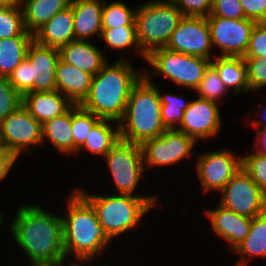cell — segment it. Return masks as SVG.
I'll list each match as a JSON object with an SVG mask.
<instances>
[{"label":"cell","instance_id":"603a6c76","mask_svg":"<svg viewBox=\"0 0 266 266\" xmlns=\"http://www.w3.org/2000/svg\"><path fill=\"white\" fill-rule=\"evenodd\" d=\"M232 253L237 259L235 266H251L257 257L266 259V212L252 219L249 234Z\"/></svg>","mask_w":266,"mask_h":266},{"label":"cell","instance_id":"7dc6e473","mask_svg":"<svg viewBox=\"0 0 266 266\" xmlns=\"http://www.w3.org/2000/svg\"><path fill=\"white\" fill-rule=\"evenodd\" d=\"M15 1L14 0H0V8H4L7 6H10L12 4H14Z\"/></svg>","mask_w":266,"mask_h":266},{"label":"cell","instance_id":"7bdbcfd3","mask_svg":"<svg viewBox=\"0 0 266 266\" xmlns=\"http://www.w3.org/2000/svg\"><path fill=\"white\" fill-rule=\"evenodd\" d=\"M19 159L5 147L0 148V184L11 175L13 167L16 168Z\"/></svg>","mask_w":266,"mask_h":266},{"label":"cell","instance_id":"d590c367","mask_svg":"<svg viewBox=\"0 0 266 266\" xmlns=\"http://www.w3.org/2000/svg\"><path fill=\"white\" fill-rule=\"evenodd\" d=\"M247 68L250 93H257L266 88V59L243 58ZM263 89V90H262Z\"/></svg>","mask_w":266,"mask_h":266},{"label":"cell","instance_id":"cb8c5ba5","mask_svg":"<svg viewBox=\"0 0 266 266\" xmlns=\"http://www.w3.org/2000/svg\"><path fill=\"white\" fill-rule=\"evenodd\" d=\"M120 140L119 123L100 119L89 132L84 144L77 150L74 157L87 153L91 156H97V160L102 159ZM99 156V158H98Z\"/></svg>","mask_w":266,"mask_h":266},{"label":"cell","instance_id":"836d02e7","mask_svg":"<svg viewBox=\"0 0 266 266\" xmlns=\"http://www.w3.org/2000/svg\"><path fill=\"white\" fill-rule=\"evenodd\" d=\"M194 93L199 98L217 102L221 106L224 103V99L231 94L219 78L217 71L211 65L205 71L204 77L194 90Z\"/></svg>","mask_w":266,"mask_h":266},{"label":"cell","instance_id":"277c9868","mask_svg":"<svg viewBox=\"0 0 266 266\" xmlns=\"http://www.w3.org/2000/svg\"><path fill=\"white\" fill-rule=\"evenodd\" d=\"M74 186L92 204L101 226L113 242L121 237V241L124 242V237L130 239L128 236L130 232L135 233L138 228L142 229V226L148 225L144 219L154 208L144 198L113 194L108 191L106 194L103 188V192L99 194L90 189L88 193V189H83L79 184V187Z\"/></svg>","mask_w":266,"mask_h":266},{"label":"cell","instance_id":"e0dca14e","mask_svg":"<svg viewBox=\"0 0 266 266\" xmlns=\"http://www.w3.org/2000/svg\"><path fill=\"white\" fill-rule=\"evenodd\" d=\"M32 65V92L56 90V65L60 59L59 49L44 46L33 40L26 57Z\"/></svg>","mask_w":266,"mask_h":266},{"label":"cell","instance_id":"5bb4252c","mask_svg":"<svg viewBox=\"0 0 266 266\" xmlns=\"http://www.w3.org/2000/svg\"><path fill=\"white\" fill-rule=\"evenodd\" d=\"M188 108L184 111L183 120L176 129L193 138L197 143L208 142L220 135L223 122L221 105L217 102L192 98Z\"/></svg>","mask_w":266,"mask_h":266},{"label":"cell","instance_id":"30bf717a","mask_svg":"<svg viewBox=\"0 0 266 266\" xmlns=\"http://www.w3.org/2000/svg\"><path fill=\"white\" fill-rule=\"evenodd\" d=\"M213 150V151H212ZM209 152H199L194 160L196 180L201 186V194L215 195L219 193L231 178L242 168V154L227 147Z\"/></svg>","mask_w":266,"mask_h":266},{"label":"cell","instance_id":"d6a6232c","mask_svg":"<svg viewBox=\"0 0 266 266\" xmlns=\"http://www.w3.org/2000/svg\"><path fill=\"white\" fill-rule=\"evenodd\" d=\"M99 120L96 115L84 109L79 104L72 106L73 156L84 144L89 132Z\"/></svg>","mask_w":266,"mask_h":266},{"label":"cell","instance_id":"4fadbf2b","mask_svg":"<svg viewBox=\"0 0 266 266\" xmlns=\"http://www.w3.org/2000/svg\"><path fill=\"white\" fill-rule=\"evenodd\" d=\"M215 56L243 57L256 21L243 19H227L220 16H208ZM219 51V53H217Z\"/></svg>","mask_w":266,"mask_h":266},{"label":"cell","instance_id":"ffe728a7","mask_svg":"<svg viewBox=\"0 0 266 266\" xmlns=\"http://www.w3.org/2000/svg\"><path fill=\"white\" fill-rule=\"evenodd\" d=\"M22 105L41 124L63 115L74 104L57 90L28 92L22 96Z\"/></svg>","mask_w":266,"mask_h":266},{"label":"cell","instance_id":"f6af8a7d","mask_svg":"<svg viewBox=\"0 0 266 266\" xmlns=\"http://www.w3.org/2000/svg\"><path fill=\"white\" fill-rule=\"evenodd\" d=\"M255 135L253 136V150L262 155L266 156V128H255Z\"/></svg>","mask_w":266,"mask_h":266},{"label":"cell","instance_id":"4316f807","mask_svg":"<svg viewBox=\"0 0 266 266\" xmlns=\"http://www.w3.org/2000/svg\"><path fill=\"white\" fill-rule=\"evenodd\" d=\"M211 66L217 71L219 78L233 95L250 93L247 68L243 57L215 56Z\"/></svg>","mask_w":266,"mask_h":266},{"label":"cell","instance_id":"9a60e30c","mask_svg":"<svg viewBox=\"0 0 266 266\" xmlns=\"http://www.w3.org/2000/svg\"><path fill=\"white\" fill-rule=\"evenodd\" d=\"M165 48L212 61L215 51L212 46L207 17L184 16Z\"/></svg>","mask_w":266,"mask_h":266},{"label":"cell","instance_id":"8d00e7d4","mask_svg":"<svg viewBox=\"0 0 266 266\" xmlns=\"http://www.w3.org/2000/svg\"><path fill=\"white\" fill-rule=\"evenodd\" d=\"M22 105V96L12 87L7 77L0 76V121Z\"/></svg>","mask_w":266,"mask_h":266},{"label":"cell","instance_id":"f1b7e54d","mask_svg":"<svg viewBox=\"0 0 266 266\" xmlns=\"http://www.w3.org/2000/svg\"><path fill=\"white\" fill-rule=\"evenodd\" d=\"M33 36H15L0 39V76L9 77L12 71L27 57Z\"/></svg>","mask_w":266,"mask_h":266},{"label":"cell","instance_id":"9c48e42d","mask_svg":"<svg viewBox=\"0 0 266 266\" xmlns=\"http://www.w3.org/2000/svg\"><path fill=\"white\" fill-rule=\"evenodd\" d=\"M197 144L193 138L176 129L166 130L159 137L144 141L141 148L145 169L149 170L147 173L150 174L151 168H153L151 171L156 169L153 175L159 172L158 168H164L165 171L169 168L175 170L173 166L176 165L177 168L180 163H185L186 159L193 162L190 160L195 158L194 151H197L195 150Z\"/></svg>","mask_w":266,"mask_h":266},{"label":"cell","instance_id":"ba28073f","mask_svg":"<svg viewBox=\"0 0 266 266\" xmlns=\"http://www.w3.org/2000/svg\"><path fill=\"white\" fill-rule=\"evenodd\" d=\"M138 3L135 23L137 42L147 56L165 48L184 15L171 0H148Z\"/></svg>","mask_w":266,"mask_h":266},{"label":"cell","instance_id":"b9f144b4","mask_svg":"<svg viewBox=\"0 0 266 266\" xmlns=\"http://www.w3.org/2000/svg\"><path fill=\"white\" fill-rule=\"evenodd\" d=\"M246 18L266 22V0H239Z\"/></svg>","mask_w":266,"mask_h":266},{"label":"cell","instance_id":"bcb514c9","mask_svg":"<svg viewBox=\"0 0 266 266\" xmlns=\"http://www.w3.org/2000/svg\"><path fill=\"white\" fill-rule=\"evenodd\" d=\"M99 264H100V266H108V265H103V264H106L104 261H103L102 265H101V263H96V265L95 264H82V263H69V264H66L63 266H99ZM109 266H111V265H109Z\"/></svg>","mask_w":266,"mask_h":266},{"label":"cell","instance_id":"1f68e13d","mask_svg":"<svg viewBox=\"0 0 266 266\" xmlns=\"http://www.w3.org/2000/svg\"><path fill=\"white\" fill-rule=\"evenodd\" d=\"M15 36H33L26 30L21 5L16 2L0 8V39Z\"/></svg>","mask_w":266,"mask_h":266},{"label":"cell","instance_id":"f35d334b","mask_svg":"<svg viewBox=\"0 0 266 266\" xmlns=\"http://www.w3.org/2000/svg\"><path fill=\"white\" fill-rule=\"evenodd\" d=\"M243 58L266 59V22H257L253 28Z\"/></svg>","mask_w":266,"mask_h":266},{"label":"cell","instance_id":"6da1fadb","mask_svg":"<svg viewBox=\"0 0 266 266\" xmlns=\"http://www.w3.org/2000/svg\"><path fill=\"white\" fill-rule=\"evenodd\" d=\"M20 204L9 220L12 244L26 256L25 266H63L69 264L64 252L60 210H48L40 204ZM58 212L55 214V212ZM29 263V264H28ZM28 264V265H27Z\"/></svg>","mask_w":266,"mask_h":266},{"label":"cell","instance_id":"ee69618b","mask_svg":"<svg viewBox=\"0 0 266 266\" xmlns=\"http://www.w3.org/2000/svg\"><path fill=\"white\" fill-rule=\"evenodd\" d=\"M255 109H257V110H254L252 108L248 112V115H247L248 118L245 117L248 120V121H246V125L249 124L248 125L249 127L251 126V127H255V128H266V101L264 102V100L262 98L261 102L257 103V106H255ZM253 114H254L255 117L252 116ZM259 115H260L261 118L258 117Z\"/></svg>","mask_w":266,"mask_h":266},{"label":"cell","instance_id":"681fc988","mask_svg":"<svg viewBox=\"0 0 266 266\" xmlns=\"http://www.w3.org/2000/svg\"><path fill=\"white\" fill-rule=\"evenodd\" d=\"M16 3H18L19 5H21L24 1L26 0H14Z\"/></svg>","mask_w":266,"mask_h":266},{"label":"cell","instance_id":"44dd1931","mask_svg":"<svg viewBox=\"0 0 266 266\" xmlns=\"http://www.w3.org/2000/svg\"><path fill=\"white\" fill-rule=\"evenodd\" d=\"M34 40L44 46L60 48L75 40L72 7L56 13L33 34Z\"/></svg>","mask_w":266,"mask_h":266},{"label":"cell","instance_id":"ac0fdd59","mask_svg":"<svg viewBox=\"0 0 266 266\" xmlns=\"http://www.w3.org/2000/svg\"><path fill=\"white\" fill-rule=\"evenodd\" d=\"M60 59L91 75H96L108 62V54L94 43L73 40L59 48Z\"/></svg>","mask_w":266,"mask_h":266},{"label":"cell","instance_id":"8fae6325","mask_svg":"<svg viewBox=\"0 0 266 266\" xmlns=\"http://www.w3.org/2000/svg\"><path fill=\"white\" fill-rule=\"evenodd\" d=\"M0 139L2 146L20 159L22 154H32L35 147H42V124L20 105L0 121Z\"/></svg>","mask_w":266,"mask_h":266},{"label":"cell","instance_id":"f546056e","mask_svg":"<svg viewBox=\"0 0 266 266\" xmlns=\"http://www.w3.org/2000/svg\"><path fill=\"white\" fill-rule=\"evenodd\" d=\"M157 83V92L161 102V119L167 130L177 129L183 120L184 111L188 108L191 99L173 92L164 93ZM182 96V97H181Z\"/></svg>","mask_w":266,"mask_h":266},{"label":"cell","instance_id":"7402d4cb","mask_svg":"<svg viewBox=\"0 0 266 266\" xmlns=\"http://www.w3.org/2000/svg\"><path fill=\"white\" fill-rule=\"evenodd\" d=\"M93 75L59 59L56 65V90L73 104H80L89 93Z\"/></svg>","mask_w":266,"mask_h":266},{"label":"cell","instance_id":"7a4b0ae2","mask_svg":"<svg viewBox=\"0 0 266 266\" xmlns=\"http://www.w3.org/2000/svg\"><path fill=\"white\" fill-rule=\"evenodd\" d=\"M72 189L67 197L65 194L66 206L60 211L66 259L68 263L95 264L102 260L104 252H109L113 241L101 226L92 204L75 187Z\"/></svg>","mask_w":266,"mask_h":266},{"label":"cell","instance_id":"e575fe53","mask_svg":"<svg viewBox=\"0 0 266 266\" xmlns=\"http://www.w3.org/2000/svg\"><path fill=\"white\" fill-rule=\"evenodd\" d=\"M246 152L242 155V169L266 195V156L256 153L252 148Z\"/></svg>","mask_w":266,"mask_h":266},{"label":"cell","instance_id":"2e32d148","mask_svg":"<svg viewBox=\"0 0 266 266\" xmlns=\"http://www.w3.org/2000/svg\"><path fill=\"white\" fill-rule=\"evenodd\" d=\"M211 204L217 205L204 209V220H208L213 238L221 239L228 247L226 250L232 252L249 234L252 218L236 214L217 202Z\"/></svg>","mask_w":266,"mask_h":266},{"label":"cell","instance_id":"d6986e66","mask_svg":"<svg viewBox=\"0 0 266 266\" xmlns=\"http://www.w3.org/2000/svg\"><path fill=\"white\" fill-rule=\"evenodd\" d=\"M103 5L104 0H71L75 40L95 41L96 37L100 38Z\"/></svg>","mask_w":266,"mask_h":266},{"label":"cell","instance_id":"5b68a950","mask_svg":"<svg viewBox=\"0 0 266 266\" xmlns=\"http://www.w3.org/2000/svg\"><path fill=\"white\" fill-rule=\"evenodd\" d=\"M157 82H150L143 75L133 86L124 116L119 122L121 140L142 144L167 130L161 119Z\"/></svg>","mask_w":266,"mask_h":266},{"label":"cell","instance_id":"d4e9b609","mask_svg":"<svg viewBox=\"0 0 266 266\" xmlns=\"http://www.w3.org/2000/svg\"><path fill=\"white\" fill-rule=\"evenodd\" d=\"M47 141V142H46ZM63 157H73L72 107L63 115L42 124V147L45 144ZM65 155V156H64Z\"/></svg>","mask_w":266,"mask_h":266},{"label":"cell","instance_id":"3957f363","mask_svg":"<svg viewBox=\"0 0 266 266\" xmlns=\"http://www.w3.org/2000/svg\"><path fill=\"white\" fill-rule=\"evenodd\" d=\"M114 60L93 76L89 93L79 105L99 119L119 123L133 86L144 74L132 60Z\"/></svg>","mask_w":266,"mask_h":266},{"label":"cell","instance_id":"8992f818","mask_svg":"<svg viewBox=\"0 0 266 266\" xmlns=\"http://www.w3.org/2000/svg\"><path fill=\"white\" fill-rule=\"evenodd\" d=\"M101 161L105 165L102 168L106 169L107 167L106 172L110 176L108 184L111 182V185H114V189L112 186L108 188L110 193L144 198L153 208H158L161 205L160 194L151 193L150 195L148 192L146 194L145 191L141 192L142 187H138L142 184L145 185L144 178L146 180L148 178L146 175H149L144 166L141 144L120 139Z\"/></svg>","mask_w":266,"mask_h":266},{"label":"cell","instance_id":"ab89813d","mask_svg":"<svg viewBox=\"0 0 266 266\" xmlns=\"http://www.w3.org/2000/svg\"><path fill=\"white\" fill-rule=\"evenodd\" d=\"M184 16L208 17L213 0H171Z\"/></svg>","mask_w":266,"mask_h":266},{"label":"cell","instance_id":"4dcf8cb0","mask_svg":"<svg viewBox=\"0 0 266 266\" xmlns=\"http://www.w3.org/2000/svg\"><path fill=\"white\" fill-rule=\"evenodd\" d=\"M136 9L137 6L130 7L124 1L113 0V2H108V0H104L102 7V29L136 26Z\"/></svg>","mask_w":266,"mask_h":266},{"label":"cell","instance_id":"74e56055","mask_svg":"<svg viewBox=\"0 0 266 266\" xmlns=\"http://www.w3.org/2000/svg\"><path fill=\"white\" fill-rule=\"evenodd\" d=\"M31 62L25 58L10 74L8 80L12 87L21 95L32 92Z\"/></svg>","mask_w":266,"mask_h":266},{"label":"cell","instance_id":"7c38bea8","mask_svg":"<svg viewBox=\"0 0 266 266\" xmlns=\"http://www.w3.org/2000/svg\"><path fill=\"white\" fill-rule=\"evenodd\" d=\"M217 196L218 204L239 215L253 219L266 212V195L242 168Z\"/></svg>","mask_w":266,"mask_h":266},{"label":"cell","instance_id":"c3c4849f","mask_svg":"<svg viewBox=\"0 0 266 266\" xmlns=\"http://www.w3.org/2000/svg\"><path fill=\"white\" fill-rule=\"evenodd\" d=\"M5 211H3L1 208H0V227H2V225H3V223H4V218H5V216H4V213Z\"/></svg>","mask_w":266,"mask_h":266},{"label":"cell","instance_id":"83f0119b","mask_svg":"<svg viewBox=\"0 0 266 266\" xmlns=\"http://www.w3.org/2000/svg\"><path fill=\"white\" fill-rule=\"evenodd\" d=\"M71 0H26L21 4L25 28L34 34L56 13L70 6Z\"/></svg>","mask_w":266,"mask_h":266},{"label":"cell","instance_id":"60d3db41","mask_svg":"<svg viewBox=\"0 0 266 266\" xmlns=\"http://www.w3.org/2000/svg\"><path fill=\"white\" fill-rule=\"evenodd\" d=\"M209 16H220L227 19L246 18L239 0H213Z\"/></svg>","mask_w":266,"mask_h":266},{"label":"cell","instance_id":"484cf974","mask_svg":"<svg viewBox=\"0 0 266 266\" xmlns=\"http://www.w3.org/2000/svg\"><path fill=\"white\" fill-rule=\"evenodd\" d=\"M100 40L103 41L104 46H101V48L104 49L103 51L109 49L111 52H121V55L117 56V60L134 61V56L136 57L138 55L143 61L146 60V55L141 51L137 42L136 26L102 29L100 38L96 41Z\"/></svg>","mask_w":266,"mask_h":266},{"label":"cell","instance_id":"52a82bcc","mask_svg":"<svg viewBox=\"0 0 266 266\" xmlns=\"http://www.w3.org/2000/svg\"><path fill=\"white\" fill-rule=\"evenodd\" d=\"M144 62L146 63L142 66L143 74L150 82H156L157 78L162 77L167 79L168 84H174L175 88L185 89L191 93H194L205 71L211 65V60L173 52L166 48L151 51Z\"/></svg>","mask_w":266,"mask_h":266}]
</instances>
